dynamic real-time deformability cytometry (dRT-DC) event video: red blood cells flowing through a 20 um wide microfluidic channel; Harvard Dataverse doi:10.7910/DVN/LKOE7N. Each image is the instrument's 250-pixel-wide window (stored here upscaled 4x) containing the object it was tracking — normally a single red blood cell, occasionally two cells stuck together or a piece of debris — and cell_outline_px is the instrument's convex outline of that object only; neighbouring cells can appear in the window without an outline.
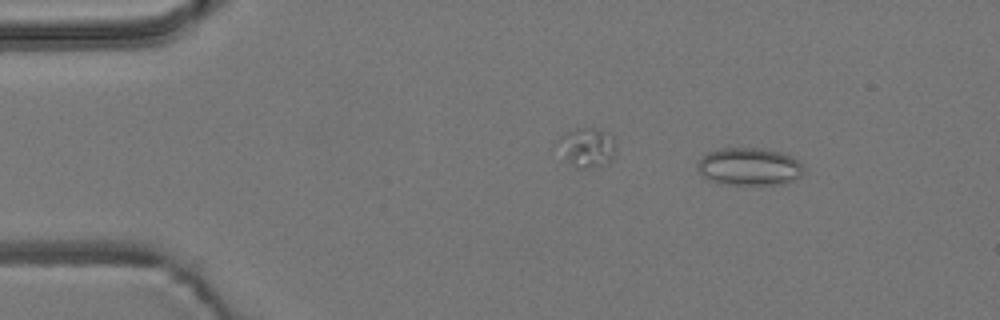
{"species": "common noctule bat (a hibernating species)", "species_latin": "Nyctalus noctula", "temperature_condition": "room temperature", "stored_images_in_passage": 7, "camera_frame_rate_fps": 3000, "um_per_image_px": 0.085, "animal": {"sex": "male", "body_mass_g": 19.2, "forearm_length_mm": 51.8}, "frame": {"image": 1, "passage_image": 1, "time_ms": 0.0, "image_size_px": [1000, 320], "cell_outline_px": [[804, 172], [800, 176], [780, 184], [732, 184], [712, 180], [704, 176], [700, 172], [696, 164], [708, 152], [720, 148], [760, 148], [780, 152], [792, 156], [804, 168]], "centroid_in_image_um": [63.7, 14.14], "position_along_channel_um": 21.3, "area_um2": 22.77}}
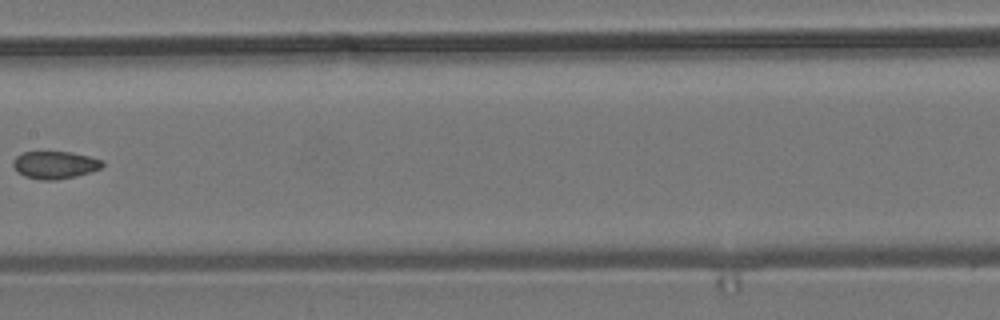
{"frame": {"image": 2, "passage_image": 6, "time_ms": 1.667, "image_size_px": [1000, 320], "cell_outline_px": [[104, 164], [100, 168], [76, 176], [56, 180], [40, 180], [24, 176], [16, 172], [12, 164], [12, 160], [16, 156], [24, 152], [72, 152], [104, 160]], "centroid_in_image_um": [4.63, 14.02], "position_along_channel_um": 202.8, "area_um2": 14.39}}
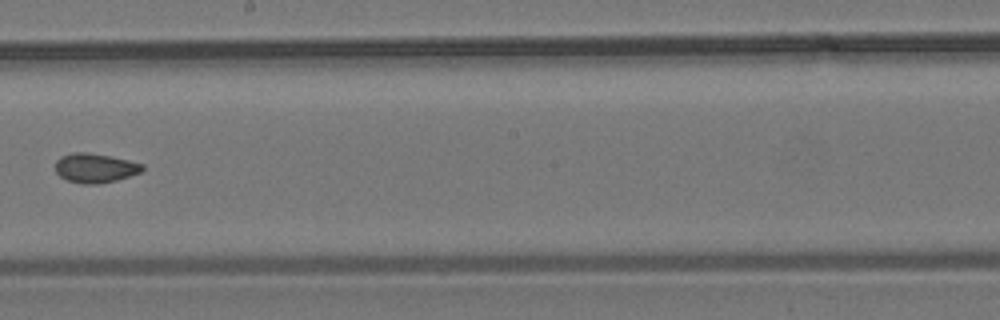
{"frame": {"image": 3, "passage_image": 7, "time_ms": 2.0, "image_size_px": [1000, 320], "cell_outline_px": [[144, 168], [140, 172], [116, 180], [100, 184], [84, 184], [68, 180], [60, 176], [56, 172], [56, 160], [60, 156], [72, 152], [88, 152], [128, 160], [144, 164]], "centroid_in_image_um": [8.06, 14.27], "position_along_channel_um": 240.1, "area_um2": 14.8}}